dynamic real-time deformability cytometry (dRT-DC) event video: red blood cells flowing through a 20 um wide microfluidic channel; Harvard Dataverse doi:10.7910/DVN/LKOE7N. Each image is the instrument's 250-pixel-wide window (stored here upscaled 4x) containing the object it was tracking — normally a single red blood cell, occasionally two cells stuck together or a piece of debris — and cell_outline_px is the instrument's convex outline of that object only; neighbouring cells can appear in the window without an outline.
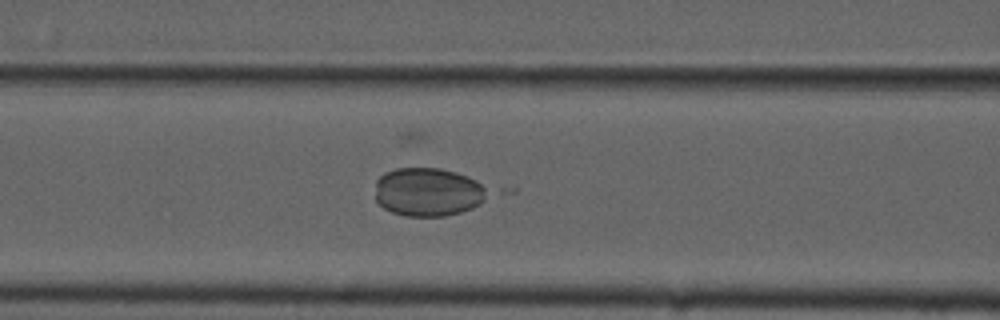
{"species": "common noctule bat (a hibernating species)", "species_latin": "Nyctalus noctula", "temperature_condition": "cold", "stored_images_in_passage": 47, "camera_frame_rate_fps": 3000, "um_per_image_px": 0.085, "animal": {"sex": "male", "forearm_length_mm": 52.5}, "frame": {"image": 1, "passage_image": 23, "time_ms": 7.333, "image_size_px": [1000, 320], "cell_outline_px": [[492, 192], [480, 204], [472, 208], [460, 212], [444, 216], [404, 216], [392, 212], [384, 208], [376, 200], [376, 180], [384, 172], [396, 168], [440, 168], [456, 172], [468, 176], [476, 180], [488, 188]], "centroid_in_image_um": [36.42, 16.31], "position_along_channel_um": 130.2, "area_um2": 32.14}}
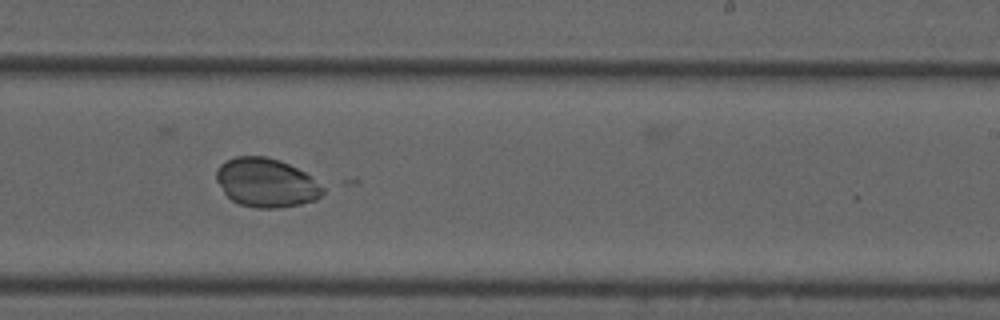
{"frame": {"image": 2, "passage_image": 34, "time_ms": 11.0, "image_size_px": [1000, 320], "cell_outline_px": [[324, 192], [316, 200], [300, 204], [276, 208], [256, 208], [240, 204], [232, 200], [224, 192], [216, 180], [216, 172], [220, 164], [236, 156], [264, 156], [280, 160], [304, 172], [324, 188]], "centroid_in_image_um": [22.61, 15.53], "position_along_channel_um": 266.4, "area_um2": 30.06}}
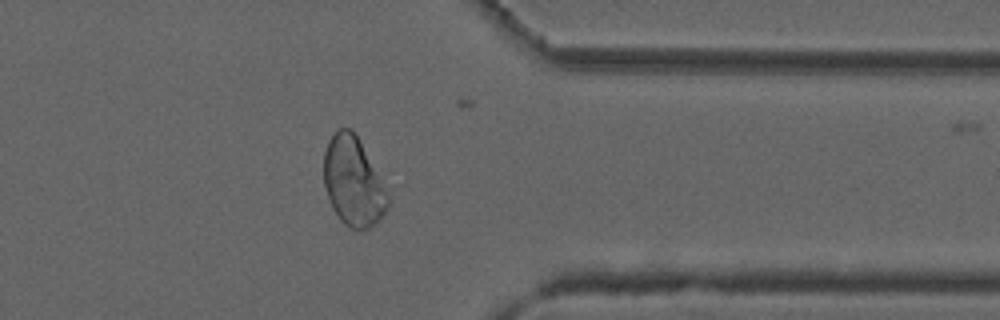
{"frame": {"image": 3, "passage_image": 44, "time_ms": 14.333, "image_size_px": [1000, 320], "cell_outline_px": [[388, 208], [380, 220], [368, 228], [352, 228], [344, 224], [340, 220], [332, 208], [324, 184], [324, 152], [328, 140], [340, 128], [348, 128], [356, 136], [388, 192]], "centroid_in_image_um": [30.01, 15.47], "position_along_channel_um": 381.4, "area_um2": 32.54}}